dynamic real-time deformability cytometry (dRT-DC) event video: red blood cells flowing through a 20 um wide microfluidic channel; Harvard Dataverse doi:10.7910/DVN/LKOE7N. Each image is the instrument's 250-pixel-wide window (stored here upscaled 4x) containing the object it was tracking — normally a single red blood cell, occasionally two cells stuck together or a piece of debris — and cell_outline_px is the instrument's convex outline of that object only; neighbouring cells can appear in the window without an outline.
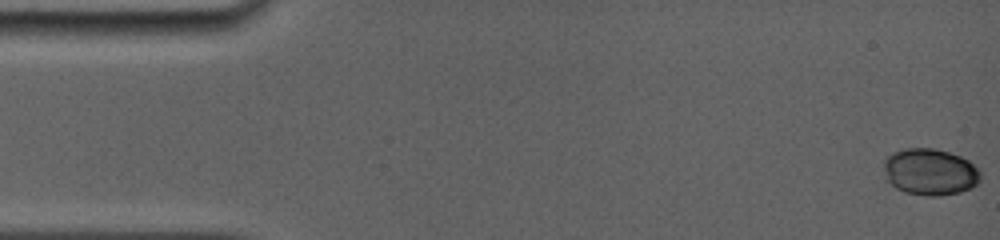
{"species": "common noctule bat (a hibernating species)", "species_latin": "Nyctalus noctula", "temperature_condition": "room temperature", "stored_images_in_passage": 31, "camera_frame_rate_fps": 5000, "um_per_image_px": 0.085, "animal": {"sex": "female", "body_mass_g": 19.0, "forearm_length_mm": 56.7}, "frame": {"image": 1, "passage_image": 1, "time_ms": 0.0, "image_size_px": [1000, 240], "cell_outline_px": [[980, 180], [972, 188], [960, 192], [940, 196], [924, 196], [904, 192], [896, 188], [888, 180], [884, 168], [884, 160], [892, 152], [904, 148], [932, 148], [948, 152], [960, 156], [968, 160], [980, 172]], "centroid_in_image_um": [79.05, 14.62], "position_along_channel_um": 6.0, "area_um2": 26.3}}
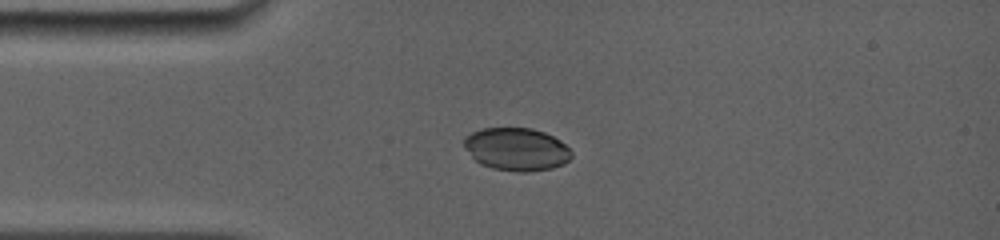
{"frame": {"image": 2, "passage_image": 24, "time_ms": 3.8, "image_size_px": [1000, 240], "cell_outline_px": [[572, 156], [564, 164], [552, 168], [528, 172], [520, 172], [492, 168], [480, 164], [464, 148], [464, 136], [472, 132], [484, 128], [532, 128], [544, 132], [560, 140], [572, 152]], "centroid_in_image_um": [43.9, 12.68], "position_along_channel_um": 41.1, "area_um2": 26.82}}
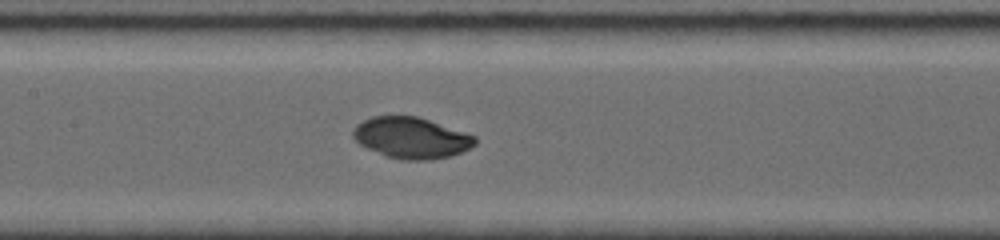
{"frame": {"image": 3, "passage_image": 31, "time_ms": 7.6, "image_size_px": [1000, 240], "cell_outline_px": [[476, 144], [460, 152], [448, 156], [424, 160], [400, 160], [388, 156], [368, 148], [360, 144], [352, 136], [352, 128], [356, 124], [372, 116], [416, 116], [476, 136]], "centroid_in_image_um": [34.92, 11.71], "position_along_channel_um": 172.5, "area_um2": 28.78}}